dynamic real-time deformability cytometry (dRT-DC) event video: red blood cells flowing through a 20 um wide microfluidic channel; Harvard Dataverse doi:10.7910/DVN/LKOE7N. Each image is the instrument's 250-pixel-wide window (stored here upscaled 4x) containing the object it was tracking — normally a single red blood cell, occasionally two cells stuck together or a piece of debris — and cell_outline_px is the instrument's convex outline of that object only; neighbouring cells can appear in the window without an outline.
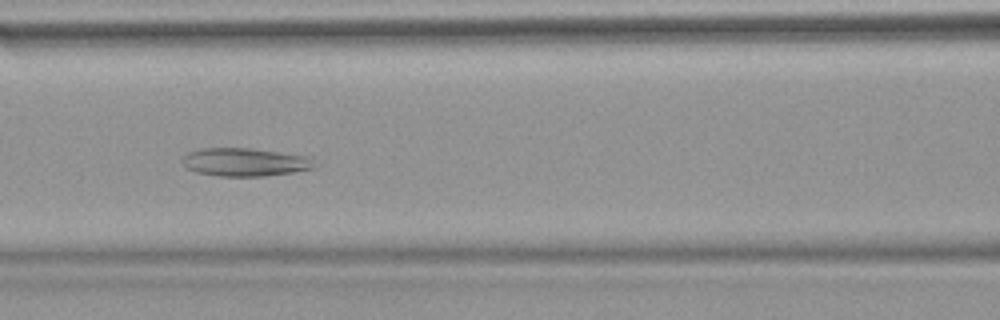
{"species": "common noctule bat (a hibernating species)", "species_latin": "Nyctalus noctula", "temperature_condition": "warm", "stored_images_in_passage": 41, "camera_frame_rate_fps": 3000, "um_per_image_px": 0.085, "animal": {"sex": "female", "body_mass_g": 18.4}, "frame": {"image": 1, "passage_image": 11, "time_ms": 3.333, "image_size_px": [1000, 320], "cell_outline_px": [[316, 168], [292, 172], [264, 176], [220, 176], [196, 172], [184, 168], [180, 160], [188, 152], [200, 148], [252, 148], [312, 156]], "centroid_in_image_um": [20.82, 13.77], "position_along_channel_um": 145.8, "area_um2": 22.08}}
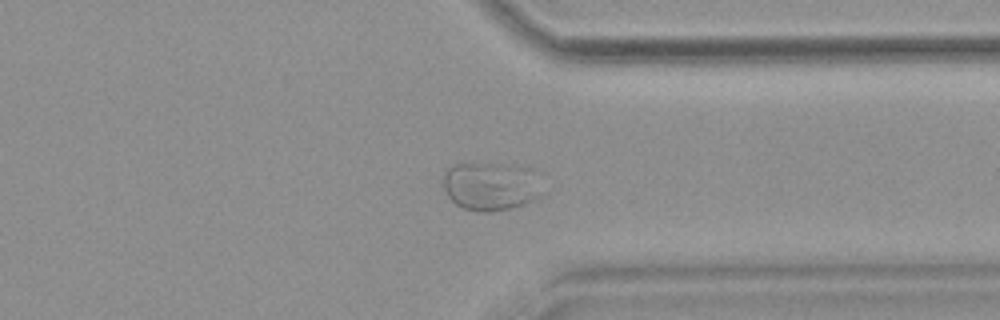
{"frame": {"image": 2, "passage_image": 29, "time_ms": 9.333, "image_size_px": [1000, 320], "cell_outline_px": [[548, 192], [544, 196], [508, 208], [492, 212], [476, 212], [464, 208], [456, 204], [448, 196], [444, 188], [444, 176], [448, 168], [452, 164], [504, 164], [528, 168]], "centroid_in_image_um": [41.75, 15.84], "position_along_channel_um": 369.6, "area_um2": 27.98}}
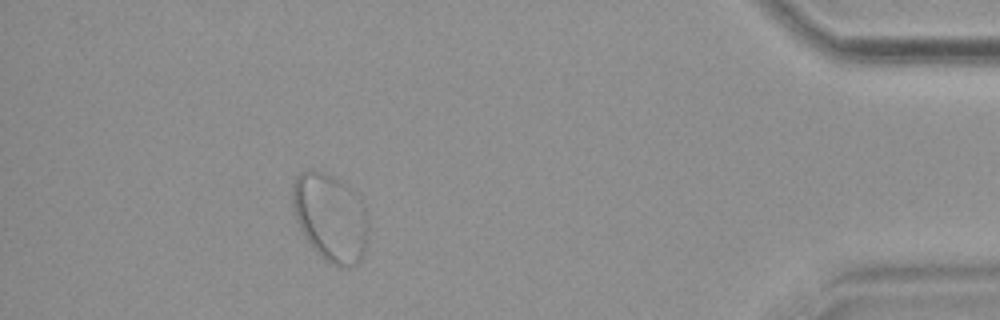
{"frame": {"image": 3, "passage_image": 36, "time_ms": 11.667, "image_size_px": [1000, 320], "cell_outline_px": [[368, 228], [364, 252], [360, 260], [356, 264], [348, 268], [332, 264], [324, 260], [312, 248], [304, 236], [296, 220], [292, 204], [292, 184], [296, 176], [300, 172], [308, 168], [312, 168], [324, 172], [344, 184], [356, 192], [364, 204], [368, 220]], "centroid_in_image_um": [28.07, 18.47], "position_along_channel_um": 407.1, "area_um2": 39.25}}